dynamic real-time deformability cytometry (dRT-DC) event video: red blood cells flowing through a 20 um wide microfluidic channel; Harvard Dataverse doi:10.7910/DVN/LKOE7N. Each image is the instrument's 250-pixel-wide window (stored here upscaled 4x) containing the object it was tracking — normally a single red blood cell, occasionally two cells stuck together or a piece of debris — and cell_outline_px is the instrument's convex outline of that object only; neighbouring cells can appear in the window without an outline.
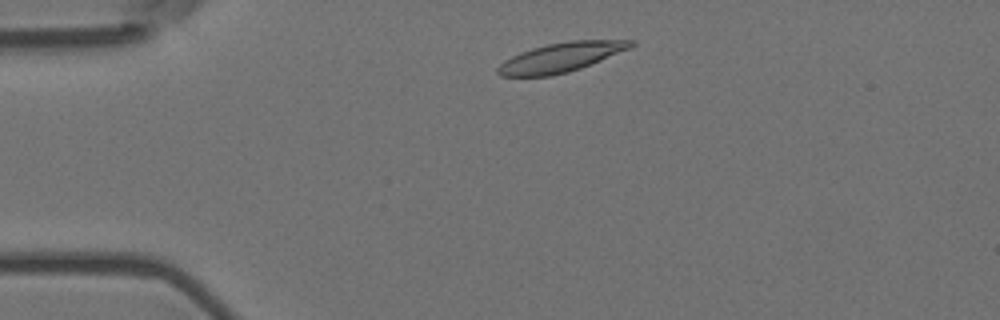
{"species": "Egyptian fruit bat (a non-hibernating species)", "species_latin": "Rousettus aegyptiacus", "temperature_condition": "room temperature", "stored_images_in_passage": 13, "camera_frame_rate_fps": 3000, "um_per_image_px": 0.085, "animal": {"sex": "female"}, "frame": {"image": 1, "passage_image": 4, "time_ms": 1.0, "image_size_px": [1000, 320], "cell_outline_px": [[636, 44], [628, 48], [580, 68], [568, 72], [552, 76], [500, 76], [496, 72], [496, 68], [504, 60], [520, 52], [532, 48], [548, 44], [568, 40], [636, 40]], "centroid_in_image_um": [47.62, 4.87], "position_along_channel_um": 37.4, "area_um2": 22.54}}
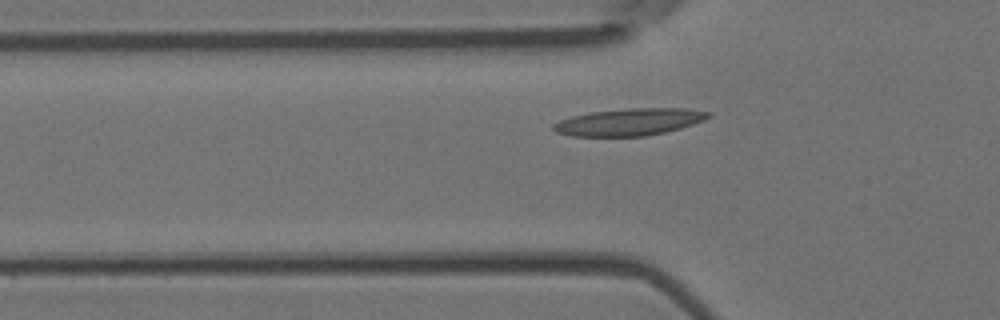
{"frame": {"image": 2, "passage_image": 10, "time_ms": 3.0, "image_size_px": [1000, 320], "cell_outline_px": [[712, 116], [704, 120], [680, 128], [664, 132], [644, 136], [572, 136], [556, 132], [552, 128], [552, 124], [560, 120], [572, 116], [592, 112], [628, 108], [688, 108], [712, 112]], "centroid_in_image_um": [53.51, 10.36], "position_along_channel_um": 72.3, "area_um2": 24.45}}